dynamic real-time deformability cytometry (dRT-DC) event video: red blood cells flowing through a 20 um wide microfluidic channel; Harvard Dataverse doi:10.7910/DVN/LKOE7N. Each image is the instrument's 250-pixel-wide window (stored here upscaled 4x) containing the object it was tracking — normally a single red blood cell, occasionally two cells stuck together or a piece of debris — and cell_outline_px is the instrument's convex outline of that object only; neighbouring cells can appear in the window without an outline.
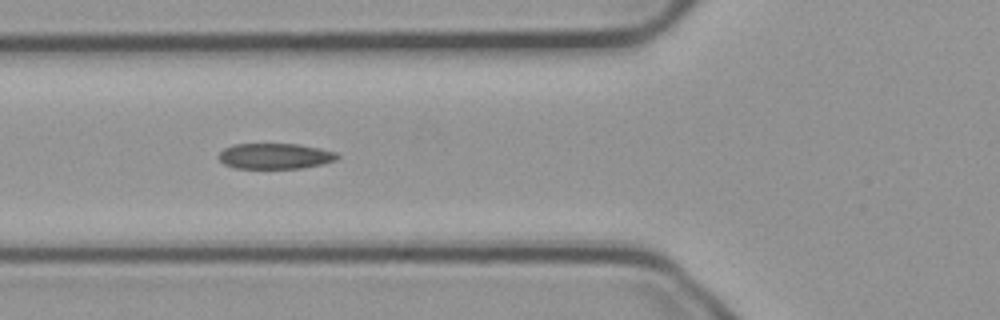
{"species": "common noctule bat (a hibernating species)", "species_latin": "Nyctalus noctula", "temperature_condition": "cold", "stored_images_in_passage": 27, "camera_frame_rate_fps": 3000, "um_per_image_px": 0.085, "animal": {"sex": "male", "body_mass_g": 23.1, "forearm_length_mm": 52.7}, "frame": {"image": 1, "passage_image": 20, "time_ms": 6.333, "image_size_px": [1000, 320], "cell_outline_px": [[340, 156], [336, 160], [320, 164], [300, 168], [236, 168], [224, 164], [220, 160], [220, 152], [224, 148], [236, 144], [296, 144], [336, 152]], "centroid_in_image_um": [23.37, 13.27], "position_along_channel_um": 102.4, "area_um2": 17.4}}
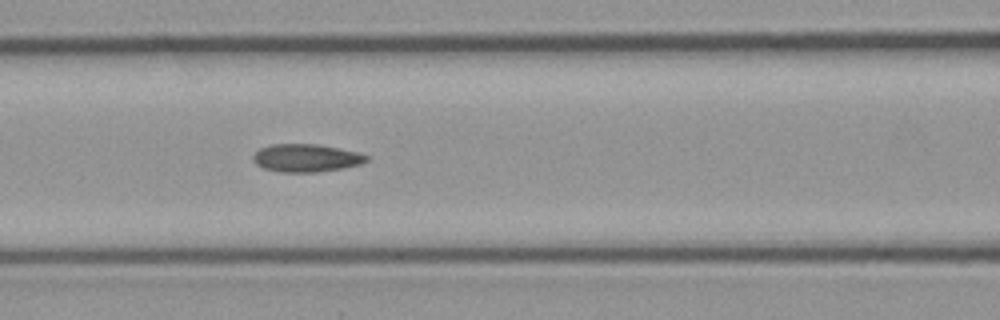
{"frame": {"image": 2, "passage_image": 23, "time_ms": 7.333, "image_size_px": [1000, 320], "cell_outline_px": [[368, 160], [360, 164], [344, 168], [316, 172], [280, 172], [264, 168], [256, 164], [252, 160], [252, 156], [260, 148], [272, 144], [316, 144], [356, 152], [368, 156]], "centroid_in_image_um": [25.99, 13.43], "position_along_channel_um": 140.6, "area_um2": 18.26}}